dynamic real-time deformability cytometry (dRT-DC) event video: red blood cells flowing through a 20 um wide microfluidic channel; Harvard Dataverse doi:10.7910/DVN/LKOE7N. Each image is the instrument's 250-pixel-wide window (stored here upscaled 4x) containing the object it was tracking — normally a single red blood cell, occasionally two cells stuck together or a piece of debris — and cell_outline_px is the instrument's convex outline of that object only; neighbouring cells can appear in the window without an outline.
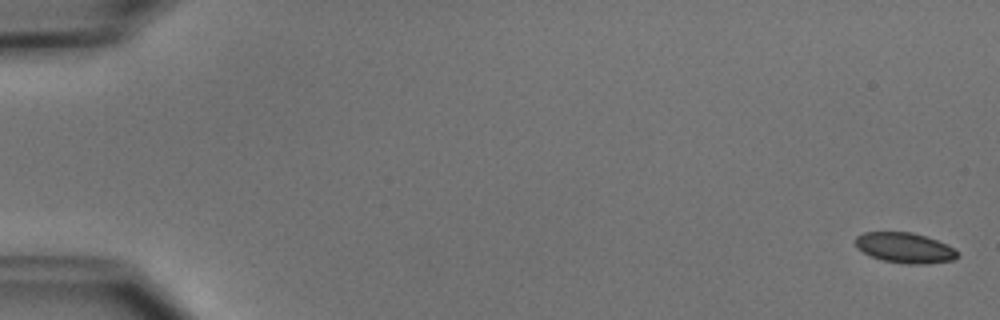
{"species": "common noctule bat (a hibernating species)", "species_latin": "Nyctalus noctula", "temperature_condition": "cold", "stored_images_in_passage": 5, "camera_frame_rate_fps": 3000, "um_per_image_px": 0.085, "animal": {"sex": "male", "body_mass_g": 15.6}, "frame": {"image": 1, "passage_image": 1, "time_ms": 0.0, "image_size_px": [1000, 320], "cell_outline_px": [[960, 256], [952, 260], [924, 264], [908, 264], [884, 260], [872, 256], [856, 248], [856, 236], [864, 232], [912, 232], [936, 240], [952, 248]], "centroid_in_image_um": [76.88, 21.06], "position_along_channel_um": 8.1, "area_um2": 17.69}}
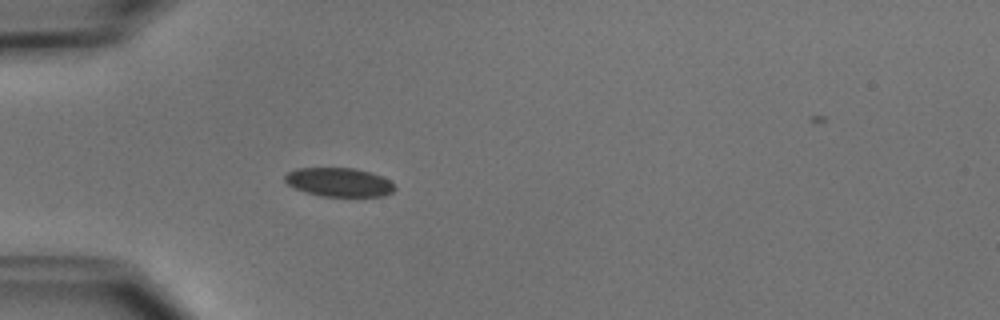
{"frame": {"image": 2, "passage_image": 5, "time_ms": 5.0, "image_size_px": [1000, 320], "cell_outline_px": [[396, 188], [392, 192], [384, 196], [320, 196], [296, 188], [288, 184], [284, 180], [284, 176], [288, 172], [296, 168], [356, 168], [380, 176], [388, 180]], "centroid_in_image_um": [28.8, 15.48], "position_along_channel_um": 56.2, "area_um2": 18.21}}